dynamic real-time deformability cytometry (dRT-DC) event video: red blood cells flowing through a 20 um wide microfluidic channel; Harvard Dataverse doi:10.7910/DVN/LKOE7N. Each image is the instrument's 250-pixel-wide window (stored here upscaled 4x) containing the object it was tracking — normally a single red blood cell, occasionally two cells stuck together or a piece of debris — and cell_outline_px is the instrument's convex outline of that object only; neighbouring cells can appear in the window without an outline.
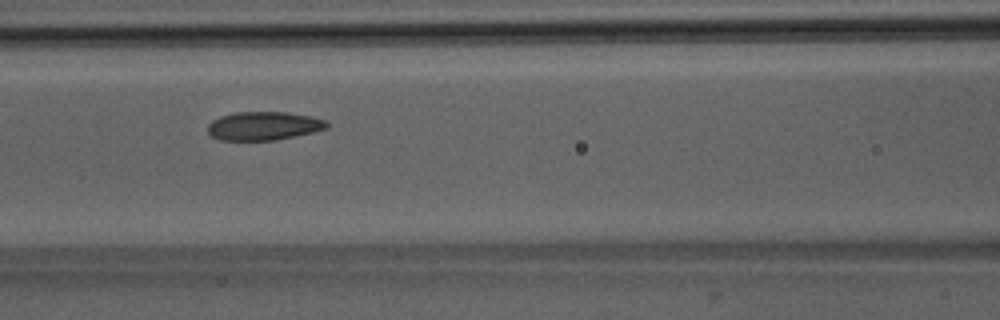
{"species": "Egyptian fruit bat (a non-hibernating species)", "species_latin": "Rousettus aegyptiacus", "temperature_condition": "room temperature", "stored_images_in_passage": 46, "camera_frame_rate_fps": 3000, "um_per_image_px": 0.085, "animal": {"sex": "male"}, "frame": {"image": 1, "passage_image": 17, "time_ms": 5.333, "image_size_px": [1000, 320], "cell_outline_px": [[328, 128], [312, 132], [276, 140], [220, 140], [212, 136], [208, 132], [208, 124], [212, 120], [220, 116], [236, 112], [288, 112], [312, 116], [324, 120], [328, 124]], "centroid_in_image_um": [22.4, 10.69], "position_along_channel_um": 144.2, "area_um2": 19.77}}
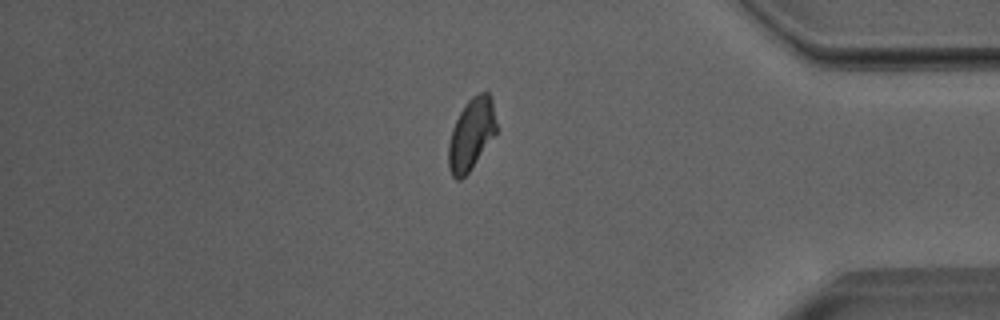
{"frame": {"image": 2, "passage_image": 38, "time_ms": 12.333, "image_size_px": [1000, 320], "cell_outline_px": [[496, 132], [472, 168], [460, 180], [456, 180], [452, 176], [448, 168], [448, 144], [452, 128], [460, 112], [468, 100], [472, 96], [480, 92], [488, 92], [492, 100], [496, 124]], "centroid_in_image_um": [40.03, 11.42], "position_along_channel_um": 395.2, "area_um2": 19.83}}
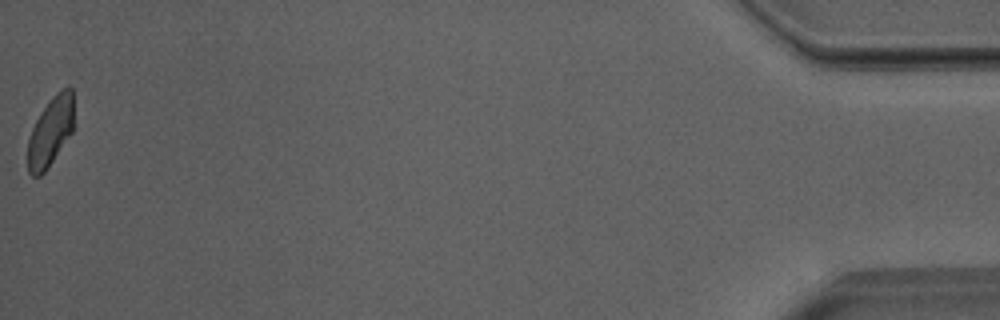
{"frame": {"image": 3, "passage_image": 46, "time_ms": 15.0, "image_size_px": [1000, 320], "cell_outline_px": [[72, 132], [48, 168], [40, 176], [32, 176], [28, 172], [28, 140], [32, 128], [40, 112], [52, 96], [56, 92], [68, 84], [72, 88]], "centroid_in_image_um": [4.28, 11.17], "position_along_channel_um": 430.9, "area_um2": 18.5}, "authors_computed_cell_mechanics": {"area_um2": 20.0855, "velocity_mm_per_s": 3.9833, "shape_relaxation_time_tau1_ms": 7.235, "shape_relaxation_time_tau2_ms": 1.793, "deformation_change_tau1": 0.1501, "deformation_change_tau2": 0.072}}